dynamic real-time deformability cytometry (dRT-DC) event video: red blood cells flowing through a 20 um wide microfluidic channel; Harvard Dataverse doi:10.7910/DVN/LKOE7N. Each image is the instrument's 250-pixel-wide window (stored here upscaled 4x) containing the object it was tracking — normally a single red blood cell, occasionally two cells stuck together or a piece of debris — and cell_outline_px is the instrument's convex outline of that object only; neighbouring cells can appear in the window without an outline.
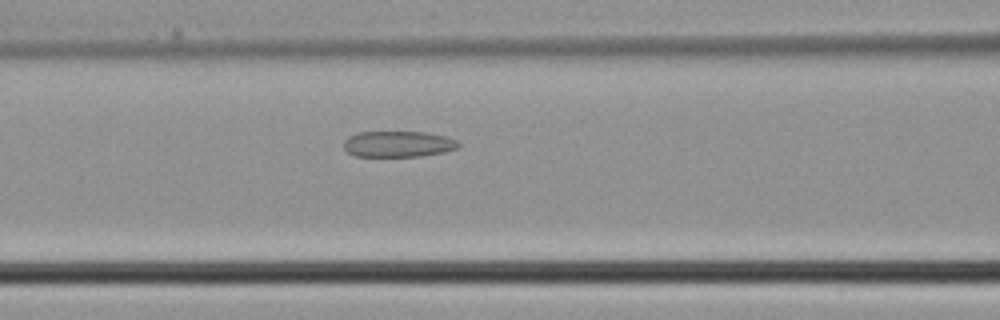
{"species": "common noctule bat (a hibernating species)", "species_latin": "Nyctalus noctula", "temperature_condition": "cold", "stored_images_in_passage": 4, "camera_frame_rate_fps": 3000, "um_per_image_px": 0.085, "animal": {"sex": "male", "body_mass_g": 21.5, "forearm_length_mm": 52.0}, "frame": {"image": 1, "passage_image": 3, "time_ms": 0.667, "image_size_px": [1000, 320], "cell_outline_px": [[460, 144], [456, 148], [444, 152], [420, 156], [356, 156], [348, 152], [344, 148], [344, 140], [348, 136], [360, 132], [424, 132], [444, 136], [456, 140]], "centroid_in_image_um": [33.82, 12.24], "position_along_channel_um": 132.8, "area_um2": 17.22}}